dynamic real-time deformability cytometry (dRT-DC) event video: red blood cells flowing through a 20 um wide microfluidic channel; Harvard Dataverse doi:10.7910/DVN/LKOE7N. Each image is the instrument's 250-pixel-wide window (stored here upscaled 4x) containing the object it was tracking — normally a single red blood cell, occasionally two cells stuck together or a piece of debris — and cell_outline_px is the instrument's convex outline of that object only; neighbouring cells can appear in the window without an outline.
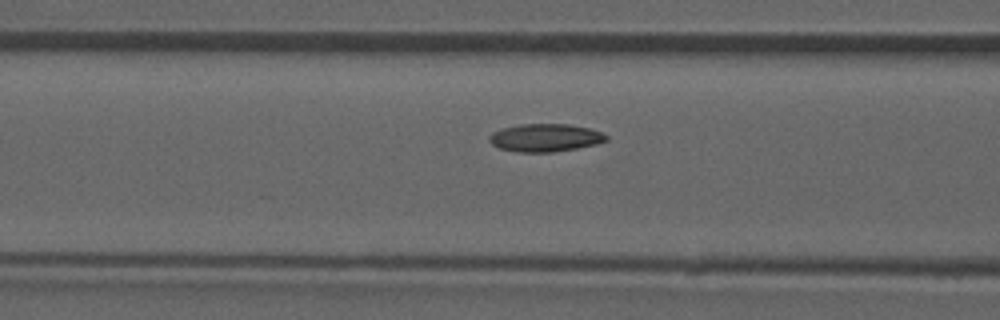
{"species": "common noctule bat (a hibernating species)", "species_latin": "Nyctalus noctula", "temperature_condition": "room temperature", "stored_images_in_passage": 26, "camera_frame_rate_fps": 3000, "um_per_image_px": 0.085, "animal": {"sex": "male", "forearm_length_mm": 52.5}, "frame": {"image": 1, "passage_image": 21, "time_ms": 6.667, "image_size_px": [1000, 320], "cell_outline_px": [[608, 140], [596, 144], [576, 148], [552, 152], [516, 152], [500, 148], [492, 144], [488, 140], [488, 136], [492, 132], [504, 128], [520, 124], [568, 124], [592, 128], [608, 136]], "centroid_in_image_um": [46.34, 11.7], "position_along_channel_um": 120.3, "area_um2": 19.02}}